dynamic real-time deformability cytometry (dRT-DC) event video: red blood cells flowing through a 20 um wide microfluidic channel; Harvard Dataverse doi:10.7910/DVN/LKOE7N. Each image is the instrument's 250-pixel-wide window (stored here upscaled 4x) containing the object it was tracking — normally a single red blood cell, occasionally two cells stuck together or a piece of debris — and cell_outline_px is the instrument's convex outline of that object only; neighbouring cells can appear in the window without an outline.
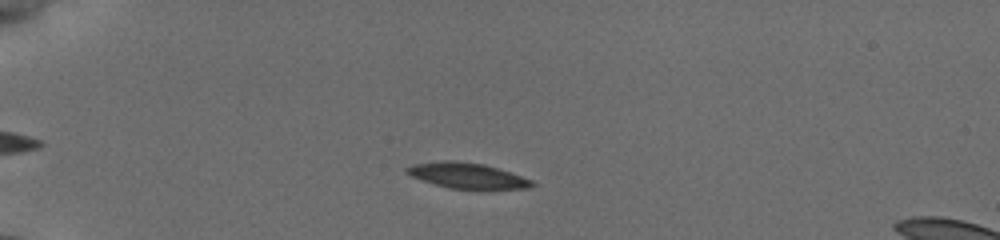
{"species": "common noctule bat (a hibernating species)", "species_latin": "Nyctalus noctula", "temperature_condition": "cold", "stored_images_in_passage": 23, "camera_frame_rate_fps": 3000, "um_per_image_px": 0.085, "animal": {"sex": "female", "body_mass_g": 19.5, "forearm_length_mm": 54.1}, "frame": {"image": 1, "passage_image": 10, "time_ms": 3.0, "image_size_px": [1000, 240], "cell_outline_px": [[536, 184], [528, 188], [448, 188], [412, 176], [404, 172], [404, 168], [412, 164], [440, 160], [452, 160], [484, 164], [532, 180]], "centroid_in_image_um": [39.64, 14.9], "position_along_channel_um": 45.4, "area_um2": 18.21}}
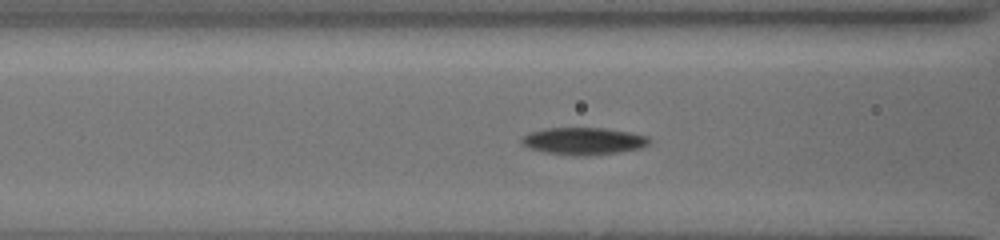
{"frame": {"image": 2, "passage_image": 19, "time_ms": 6.0, "image_size_px": [1000, 240], "cell_outline_px": [[652, 140], [648, 144], [640, 148], [616, 152], [588, 156], [572, 156], [544, 152], [532, 148], [524, 144], [520, 140], [520, 136], [528, 132], [544, 128], [604, 128], [628, 132], [648, 136]], "centroid_in_image_um": [49.57, 11.99], "position_along_channel_um": 117.0, "area_um2": 20.29}}
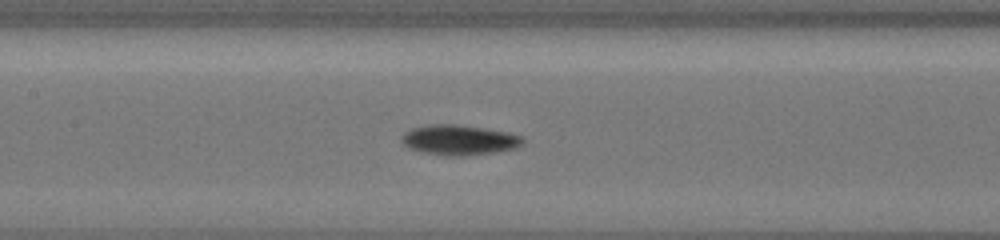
{"frame": {"image": 3, "passage_image": 23, "time_ms": 7.333, "image_size_px": [1000, 240], "cell_outline_px": [[524, 144], [516, 148], [496, 152], [464, 156], [444, 156], [420, 152], [408, 148], [400, 140], [400, 136], [404, 132], [412, 128], [432, 124], [456, 124], [484, 128], [508, 132], [524, 136]], "centroid_in_image_um": [39.03, 11.9], "position_along_channel_um": 168.4, "area_um2": 21.68}}